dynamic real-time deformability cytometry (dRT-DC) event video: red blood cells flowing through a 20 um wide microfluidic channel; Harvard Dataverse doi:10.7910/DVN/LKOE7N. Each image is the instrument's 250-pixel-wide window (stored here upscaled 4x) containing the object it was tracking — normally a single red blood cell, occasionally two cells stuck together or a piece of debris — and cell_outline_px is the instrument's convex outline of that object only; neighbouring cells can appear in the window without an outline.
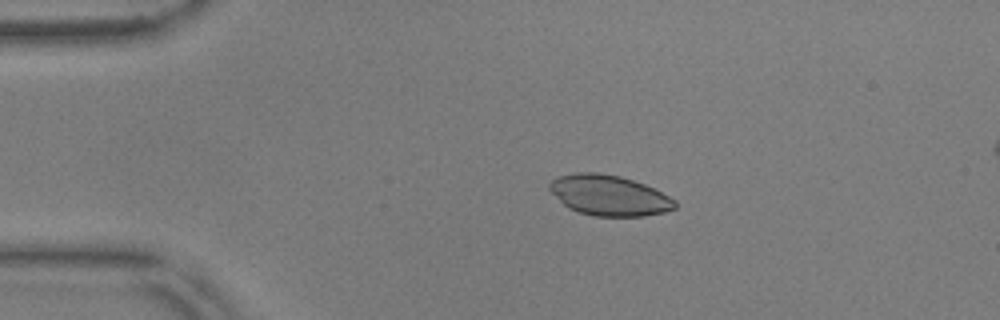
{"species": "common noctule bat (a hibernating species)", "species_latin": "Nyctalus noctula", "temperature_condition": "warm", "stored_images_in_passage": 52, "camera_frame_rate_fps": 3000, "um_per_image_px": 0.085, "animal": {"sex": "male", "body_mass_g": 17.9, "forearm_length_mm": 54.2}, "frame": {"image": 1, "passage_image": 8, "time_ms": 2.333, "image_size_px": [1000, 320], "cell_outline_px": [[676, 208], [664, 212], [644, 216], [592, 216], [568, 208], [548, 188], [548, 184], [552, 180], [560, 176], [576, 172], [596, 172], [620, 176], [656, 188], [676, 200]], "centroid_in_image_um": [51.8, 16.6], "position_along_channel_um": 33.2, "area_um2": 29.59}}
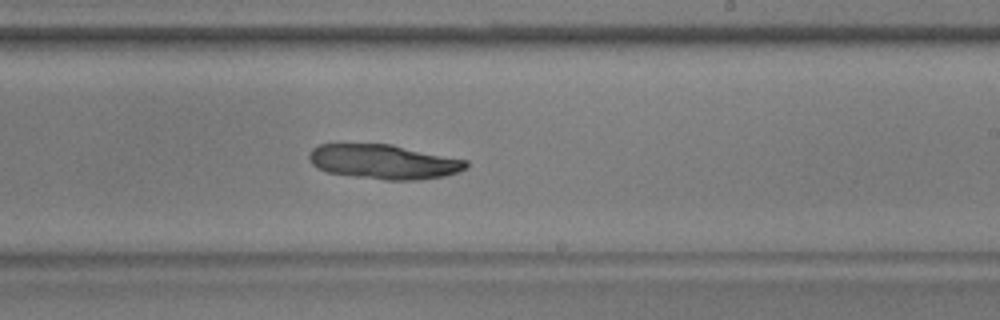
{"frame": {"image": 2, "passage_image": 30, "time_ms": 9.667, "image_size_px": [1000, 320], "cell_outline_px": [[468, 168], [444, 176], [420, 180], [384, 180], [352, 176], [328, 172], [316, 168], [308, 160], [308, 152], [312, 148], [320, 144], [392, 144], [468, 160]], "centroid_in_image_um": [32.61, 13.75], "position_along_channel_um": 256.4, "area_um2": 31.91}}
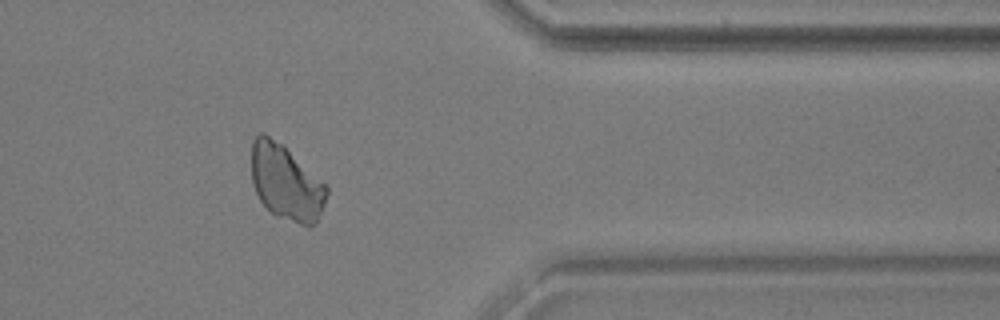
{"frame": {"image": 3, "passage_image": 42, "time_ms": 13.667, "image_size_px": [1000, 320], "cell_outline_px": [[328, 192], [324, 204], [316, 224], [308, 228], [276, 216], [260, 200], [252, 184], [252, 140], [260, 132], [264, 132], [284, 144], [328, 188]], "centroid_in_image_um": [24.31, 15.51], "position_along_channel_um": 387.1, "area_um2": 33.23}}